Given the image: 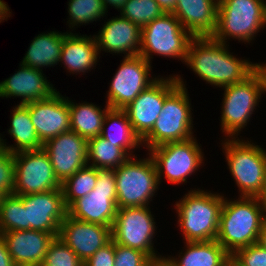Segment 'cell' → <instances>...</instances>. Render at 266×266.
Masks as SVG:
<instances>
[{
    "mask_svg": "<svg viewBox=\"0 0 266 266\" xmlns=\"http://www.w3.org/2000/svg\"><path fill=\"white\" fill-rule=\"evenodd\" d=\"M67 34V31L51 30L36 35L19 64L41 71L54 68L60 62L63 40Z\"/></svg>",
    "mask_w": 266,
    "mask_h": 266,
    "instance_id": "26",
    "label": "cell"
},
{
    "mask_svg": "<svg viewBox=\"0 0 266 266\" xmlns=\"http://www.w3.org/2000/svg\"><path fill=\"white\" fill-rule=\"evenodd\" d=\"M192 38L173 13H163L141 28L139 55L150 64L153 56L180 60L184 64Z\"/></svg>",
    "mask_w": 266,
    "mask_h": 266,
    "instance_id": "10",
    "label": "cell"
},
{
    "mask_svg": "<svg viewBox=\"0 0 266 266\" xmlns=\"http://www.w3.org/2000/svg\"><path fill=\"white\" fill-rule=\"evenodd\" d=\"M230 49V44L211 36L193 37L184 64L205 84L218 90L243 81L254 71L251 59L238 57Z\"/></svg>",
    "mask_w": 266,
    "mask_h": 266,
    "instance_id": "1",
    "label": "cell"
},
{
    "mask_svg": "<svg viewBox=\"0 0 266 266\" xmlns=\"http://www.w3.org/2000/svg\"><path fill=\"white\" fill-rule=\"evenodd\" d=\"M68 104L71 131L76 132L86 140L101 135L105 115L110 109L107 103L102 108L96 102L82 100L77 103L68 97Z\"/></svg>",
    "mask_w": 266,
    "mask_h": 266,
    "instance_id": "28",
    "label": "cell"
},
{
    "mask_svg": "<svg viewBox=\"0 0 266 266\" xmlns=\"http://www.w3.org/2000/svg\"><path fill=\"white\" fill-rule=\"evenodd\" d=\"M150 266H174L165 256L152 260Z\"/></svg>",
    "mask_w": 266,
    "mask_h": 266,
    "instance_id": "45",
    "label": "cell"
},
{
    "mask_svg": "<svg viewBox=\"0 0 266 266\" xmlns=\"http://www.w3.org/2000/svg\"><path fill=\"white\" fill-rule=\"evenodd\" d=\"M156 215L150 206L126 207L117 210L111 228L114 243L146 253L152 260L160 258L155 247L157 229ZM155 219V220H154ZM154 240V241H153ZM155 247V248H154Z\"/></svg>",
    "mask_w": 266,
    "mask_h": 266,
    "instance_id": "11",
    "label": "cell"
},
{
    "mask_svg": "<svg viewBox=\"0 0 266 266\" xmlns=\"http://www.w3.org/2000/svg\"><path fill=\"white\" fill-rule=\"evenodd\" d=\"M115 243L111 239L106 245L88 258L83 266H114Z\"/></svg>",
    "mask_w": 266,
    "mask_h": 266,
    "instance_id": "39",
    "label": "cell"
},
{
    "mask_svg": "<svg viewBox=\"0 0 266 266\" xmlns=\"http://www.w3.org/2000/svg\"><path fill=\"white\" fill-rule=\"evenodd\" d=\"M159 4L160 8L164 11V13H172L175 6L176 0H156Z\"/></svg>",
    "mask_w": 266,
    "mask_h": 266,
    "instance_id": "43",
    "label": "cell"
},
{
    "mask_svg": "<svg viewBox=\"0 0 266 266\" xmlns=\"http://www.w3.org/2000/svg\"><path fill=\"white\" fill-rule=\"evenodd\" d=\"M115 169H97L96 186L69 208L74 219L112 227L117 213Z\"/></svg>",
    "mask_w": 266,
    "mask_h": 266,
    "instance_id": "13",
    "label": "cell"
},
{
    "mask_svg": "<svg viewBox=\"0 0 266 266\" xmlns=\"http://www.w3.org/2000/svg\"><path fill=\"white\" fill-rule=\"evenodd\" d=\"M12 16V10L8 6V4L0 0V24L4 21H7Z\"/></svg>",
    "mask_w": 266,
    "mask_h": 266,
    "instance_id": "42",
    "label": "cell"
},
{
    "mask_svg": "<svg viewBox=\"0 0 266 266\" xmlns=\"http://www.w3.org/2000/svg\"><path fill=\"white\" fill-rule=\"evenodd\" d=\"M15 179L14 154L2 149L0 151V189L7 195L13 194Z\"/></svg>",
    "mask_w": 266,
    "mask_h": 266,
    "instance_id": "38",
    "label": "cell"
},
{
    "mask_svg": "<svg viewBox=\"0 0 266 266\" xmlns=\"http://www.w3.org/2000/svg\"><path fill=\"white\" fill-rule=\"evenodd\" d=\"M254 72L257 74V76L260 79V82L262 84L263 90L266 95V62H254Z\"/></svg>",
    "mask_w": 266,
    "mask_h": 266,
    "instance_id": "41",
    "label": "cell"
},
{
    "mask_svg": "<svg viewBox=\"0 0 266 266\" xmlns=\"http://www.w3.org/2000/svg\"><path fill=\"white\" fill-rule=\"evenodd\" d=\"M204 187L187 189L173 205L178 230L183 242L216 240L220 213L224 202L223 192H214Z\"/></svg>",
    "mask_w": 266,
    "mask_h": 266,
    "instance_id": "2",
    "label": "cell"
},
{
    "mask_svg": "<svg viewBox=\"0 0 266 266\" xmlns=\"http://www.w3.org/2000/svg\"><path fill=\"white\" fill-rule=\"evenodd\" d=\"M179 86L175 74L160 76L123 110L141 140L152 130L165 99Z\"/></svg>",
    "mask_w": 266,
    "mask_h": 266,
    "instance_id": "15",
    "label": "cell"
},
{
    "mask_svg": "<svg viewBox=\"0 0 266 266\" xmlns=\"http://www.w3.org/2000/svg\"><path fill=\"white\" fill-rule=\"evenodd\" d=\"M25 211L19 196L14 194L4 196L0 203V233L25 230Z\"/></svg>",
    "mask_w": 266,
    "mask_h": 266,
    "instance_id": "33",
    "label": "cell"
},
{
    "mask_svg": "<svg viewBox=\"0 0 266 266\" xmlns=\"http://www.w3.org/2000/svg\"><path fill=\"white\" fill-rule=\"evenodd\" d=\"M163 13L156 0H127L118 14L142 28Z\"/></svg>",
    "mask_w": 266,
    "mask_h": 266,
    "instance_id": "34",
    "label": "cell"
},
{
    "mask_svg": "<svg viewBox=\"0 0 266 266\" xmlns=\"http://www.w3.org/2000/svg\"><path fill=\"white\" fill-rule=\"evenodd\" d=\"M43 72L19 64L14 74L0 81V99L18 97L21 100L17 104H26L50 98L57 92V88Z\"/></svg>",
    "mask_w": 266,
    "mask_h": 266,
    "instance_id": "20",
    "label": "cell"
},
{
    "mask_svg": "<svg viewBox=\"0 0 266 266\" xmlns=\"http://www.w3.org/2000/svg\"><path fill=\"white\" fill-rule=\"evenodd\" d=\"M78 33H68L64 37L59 66L64 65L69 75L81 77L95 71L101 56L94 34Z\"/></svg>",
    "mask_w": 266,
    "mask_h": 266,
    "instance_id": "23",
    "label": "cell"
},
{
    "mask_svg": "<svg viewBox=\"0 0 266 266\" xmlns=\"http://www.w3.org/2000/svg\"><path fill=\"white\" fill-rule=\"evenodd\" d=\"M219 0H176L173 14L193 36H211L217 24Z\"/></svg>",
    "mask_w": 266,
    "mask_h": 266,
    "instance_id": "24",
    "label": "cell"
},
{
    "mask_svg": "<svg viewBox=\"0 0 266 266\" xmlns=\"http://www.w3.org/2000/svg\"><path fill=\"white\" fill-rule=\"evenodd\" d=\"M31 121L40 141L71 130L68 96L57 91L53 96L41 101L29 102Z\"/></svg>",
    "mask_w": 266,
    "mask_h": 266,
    "instance_id": "19",
    "label": "cell"
},
{
    "mask_svg": "<svg viewBox=\"0 0 266 266\" xmlns=\"http://www.w3.org/2000/svg\"><path fill=\"white\" fill-rule=\"evenodd\" d=\"M220 131L225 138H242L240 134L253 120L259 102L266 97L259 77L253 71L239 83L222 87ZM224 93V94H223ZM255 112V113H254ZM239 136V137H238Z\"/></svg>",
    "mask_w": 266,
    "mask_h": 266,
    "instance_id": "7",
    "label": "cell"
},
{
    "mask_svg": "<svg viewBox=\"0 0 266 266\" xmlns=\"http://www.w3.org/2000/svg\"><path fill=\"white\" fill-rule=\"evenodd\" d=\"M43 149L60 183L87 165V140L71 130L48 139Z\"/></svg>",
    "mask_w": 266,
    "mask_h": 266,
    "instance_id": "17",
    "label": "cell"
},
{
    "mask_svg": "<svg viewBox=\"0 0 266 266\" xmlns=\"http://www.w3.org/2000/svg\"><path fill=\"white\" fill-rule=\"evenodd\" d=\"M127 0H103L104 2V6H105V9L107 11H109L108 9H117V11L119 12L120 9L124 6V3L126 2Z\"/></svg>",
    "mask_w": 266,
    "mask_h": 266,
    "instance_id": "44",
    "label": "cell"
},
{
    "mask_svg": "<svg viewBox=\"0 0 266 266\" xmlns=\"http://www.w3.org/2000/svg\"><path fill=\"white\" fill-rule=\"evenodd\" d=\"M0 266H17L8 251L7 244L0 234Z\"/></svg>",
    "mask_w": 266,
    "mask_h": 266,
    "instance_id": "40",
    "label": "cell"
},
{
    "mask_svg": "<svg viewBox=\"0 0 266 266\" xmlns=\"http://www.w3.org/2000/svg\"><path fill=\"white\" fill-rule=\"evenodd\" d=\"M25 208V230L59 233L68 209L62 189L19 195Z\"/></svg>",
    "mask_w": 266,
    "mask_h": 266,
    "instance_id": "16",
    "label": "cell"
},
{
    "mask_svg": "<svg viewBox=\"0 0 266 266\" xmlns=\"http://www.w3.org/2000/svg\"><path fill=\"white\" fill-rule=\"evenodd\" d=\"M266 209L257 197L224 195L216 241L230 254L259 240Z\"/></svg>",
    "mask_w": 266,
    "mask_h": 266,
    "instance_id": "3",
    "label": "cell"
},
{
    "mask_svg": "<svg viewBox=\"0 0 266 266\" xmlns=\"http://www.w3.org/2000/svg\"><path fill=\"white\" fill-rule=\"evenodd\" d=\"M17 266H41L47 249L59 233L35 230H12L0 233Z\"/></svg>",
    "mask_w": 266,
    "mask_h": 266,
    "instance_id": "22",
    "label": "cell"
},
{
    "mask_svg": "<svg viewBox=\"0 0 266 266\" xmlns=\"http://www.w3.org/2000/svg\"><path fill=\"white\" fill-rule=\"evenodd\" d=\"M265 29V0L218 1L217 24L211 35L218 42L229 45V41L237 40L248 47Z\"/></svg>",
    "mask_w": 266,
    "mask_h": 266,
    "instance_id": "6",
    "label": "cell"
},
{
    "mask_svg": "<svg viewBox=\"0 0 266 266\" xmlns=\"http://www.w3.org/2000/svg\"><path fill=\"white\" fill-rule=\"evenodd\" d=\"M87 165L97 169H116L131 155L102 136L87 140Z\"/></svg>",
    "mask_w": 266,
    "mask_h": 266,
    "instance_id": "30",
    "label": "cell"
},
{
    "mask_svg": "<svg viewBox=\"0 0 266 266\" xmlns=\"http://www.w3.org/2000/svg\"><path fill=\"white\" fill-rule=\"evenodd\" d=\"M231 266H266V248L254 243L231 255Z\"/></svg>",
    "mask_w": 266,
    "mask_h": 266,
    "instance_id": "36",
    "label": "cell"
},
{
    "mask_svg": "<svg viewBox=\"0 0 266 266\" xmlns=\"http://www.w3.org/2000/svg\"><path fill=\"white\" fill-rule=\"evenodd\" d=\"M1 138H5L4 134L0 133V151L2 150Z\"/></svg>",
    "mask_w": 266,
    "mask_h": 266,
    "instance_id": "49",
    "label": "cell"
},
{
    "mask_svg": "<svg viewBox=\"0 0 266 266\" xmlns=\"http://www.w3.org/2000/svg\"><path fill=\"white\" fill-rule=\"evenodd\" d=\"M41 266H83L77 254L58 236L50 243Z\"/></svg>",
    "mask_w": 266,
    "mask_h": 266,
    "instance_id": "35",
    "label": "cell"
},
{
    "mask_svg": "<svg viewBox=\"0 0 266 266\" xmlns=\"http://www.w3.org/2000/svg\"><path fill=\"white\" fill-rule=\"evenodd\" d=\"M97 168L86 165L61 183L67 209L79 198L88 195L96 186Z\"/></svg>",
    "mask_w": 266,
    "mask_h": 266,
    "instance_id": "32",
    "label": "cell"
},
{
    "mask_svg": "<svg viewBox=\"0 0 266 266\" xmlns=\"http://www.w3.org/2000/svg\"><path fill=\"white\" fill-rule=\"evenodd\" d=\"M111 228L72 218L68 214L60 224L58 237L63 240L84 263L111 239Z\"/></svg>",
    "mask_w": 266,
    "mask_h": 266,
    "instance_id": "21",
    "label": "cell"
},
{
    "mask_svg": "<svg viewBox=\"0 0 266 266\" xmlns=\"http://www.w3.org/2000/svg\"><path fill=\"white\" fill-rule=\"evenodd\" d=\"M14 163V195L61 189V183L54 174L49 155L43 148L15 153Z\"/></svg>",
    "mask_w": 266,
    "mask_h": 266,
    "instance_id": "14",
    "label": "cell"
},
{
    "mask_svg": "<svg viewBox=\"0 0 266 266\" xmlns=\"http://www.w3.org/2000/svg\"><path fill=\"white\" fill-rule=\"evenodd\" d=\"M145 155L146 157L141 158L139 154L130 156L115 169L118 209L135 206L153 207V200L161 186L152 157L148 152Z\"/></svg>",
    "mask_w": 266,
    "mask_h": 266,
    "instance_id": "8",
    "label": "cell"
},
{
    "mask_svg": "<svg viewBox=\"0 0 266 266\" xmlns=\"http://www.w3.org/2000/svg\"><path fill=\"white\" fill-rule=\"evenodd\" d=\"M6 195L7 194L3 190L0 189V203L2 202L3 197Z\"/></svg>",
    "mask_w": 266,
    "mask_h": 266,
    "instance_id": "48",
    "label": "cell"
},
{
    "mask_svg": "<svg viewBox=\"0 0 266 266\" xmlns=\"http://www.w3.org/2000/svg\"><path fill=\"white\" fill-rule=\"evenodd\" d=\"M258 243L261 244L264 248H266V220L262 225Z\"/></svg>",
    "mask_w": 266,
    "mask_h": 266,
    "instance_id": "47",
    "label": "cell"
},
{
    "mask_svg": "<svg viewBox=\"0 0 266 266\" xmlns=\"http://www.w3.org/2000/svg\"><path fill=\"white\" fill-rule=\"evenodd\" d=\"M152 66L141 55L123 56L108 83L105 103L113 109H124L161 76L153 74Z\"/></svg>",
    "mask_w": 266,
    "mask_h": 266,
    "instance_id": "12",
    "label": "cell"
},
{
    "mask_svg": "<svg viewBox=\"0 0 266 266\" xmlns=\"http://www.w3.org/2000/svg\"><path fill=\"white\" fill-rule=\"evenodd\" d=\"M218 139L227 170L238 188L237 196L258 197L262 191L265 176L264 145L261 146L247 137Z\"/></svg>",
    "mask_w": 266,
    "mask_h": 266,
    "instance_id": "4",
    "label": "cell"
},
{
    "mask_svg": "<svg viewBox=\"0 0 266 266\" xmlns=\"http://www.w3.org/2000/svg\"><path fill=\"white\" fill-rule=\"evenodd\" d=\"M106 18L102 27L96 31L98 33L94 34L99 54L110 53L112 56L124 57L139 55L141 28L120 14Z\"/></svg>",
    "mask_w": 266,
    "mask_h": 266,
    "instance_id": "18",
    "label": "cell"
},
{
    "mask_svg": "<svg viewBox=\"0 0 266 266\" xmlns=\"http://www.w3.org/2000/svg\"><path fill=\"white\" fill-rule=\"evenodd\" d=\"M151 262L143 251L115 243L114 266H150Z\"/></svg>",
    "mask_w": 266,
    "mask_h": 266,
    "instance_id": "37",
    "label": "cell"
},
{
    "mask_svg": "<svg viewBox=\"0 0 266 266\" xmlns=\"http://www.w3.org/2000/svg\"><path fill=\"white\" fill-rule=\"evenodd\" d=\"M67 27L68 33H76V28H80L82 25H90L94 21L104 20V17L108 14L105 9L103 0H68L67 2ZM71 30V31H70Z\"/></svg>",
    "mask_w": 266,
    "mask_h": 266,
    "instance_id": "31",
    "label": "cell"
},
{
    "mask_svg": "<svg viewBox=\"0 0 266 266\" xmlns=\"http://www.w3.org/2000/svg\"><path fill=\"white\" fill-rule=\"evenodd\" d=\"M183 243L177 254H165L174 266H231V255L216 240Z\"/></svg>",
    "mask_w": 266,
    "mask_h": 266,
    "instance_id": "25",
    "label": "cell"
},
{
    "mask_svg": "<svg viewBox=\"0 0 266 266\" xmlns=\"http://www.w3.org/2000/svg\"><path fill=\"white\" fill-rule=\"evenodd\" d=\"M196 136L197 134L188 140L166 143L147 151L155 163L160 186L165 182L164 178L175 187L185 185L192 175L194 177V174L200 172L199 169L204 168L207 159Z\"/></svg>",
    "mask_w": 266,
    "mask_h": 266,
    "instance_id": "9",
    "label": "cell"
},
{
    "mask_svg": "<svg viewBox=\"0 0 266 266\" xmlns=\"http://www.w3.org/2000/svg\"><path fill=\"white\" fill-rule=\"evenodd\" d=\"M104 139L125 149L131 156L141 150L142 140L134 132L132 124L123 109L110 108L104 118L101 135ZM135 153V154H134Z\"/></svg>",
    "mask_w": 266,
    "mask_h": 266,
    "instance_id": "29",
    "label": "cell"
},
{
    "mask_svg": "<svg viewBox=\"0 0 266 266\" xmlns=\"http://www.w3.org/2000/svg\"><path fill=\"white\" fill-rule=\"evenodd\" d=\"M260 203L264 206L266 209V167H265V176H264V184L261 193L257 197Z\"/></svg>",
    "mask_w": 266,
    "mask_h": 266,
    "instance_id": "46",
    "label": "cell"
},
{
    "mask_svg": "<svg viewBox=\"0 0 266 266\" xmlns=\"http://www.w3.org/2000/svg\"><path fill=\"white\" fill-rule=\"evenodd\" d=\"M10 111V125L8 135L13 139V144H8L7 139L1 138L2 149L13 154L22 151L39 150L43 143L38 138L30 118L29 103L15 104Z\"/></svg>",
    "mask_w": 266,
    "mask_h": 266,
    "instance_id": "27",
    "label": "cell"
},
{
    "mask_svg": "<svg viewBox=\"0 0 266 266\" xmlns=\"http://www.w3.org/2000/svg\"><path fill=\"white\" fill-rule=\"evenodd\" d=\"M175 76L179 86L165 99L154 127L142 139L146 152L153 147L188 140L195 136L194 107L186 87V79L182 74L179 75V72Z\"/></svg>",
    "mask_w": 266,
    "mask_h": 266,
    "instance_id": "5",
    "label": "cell"
}]
</instances>
